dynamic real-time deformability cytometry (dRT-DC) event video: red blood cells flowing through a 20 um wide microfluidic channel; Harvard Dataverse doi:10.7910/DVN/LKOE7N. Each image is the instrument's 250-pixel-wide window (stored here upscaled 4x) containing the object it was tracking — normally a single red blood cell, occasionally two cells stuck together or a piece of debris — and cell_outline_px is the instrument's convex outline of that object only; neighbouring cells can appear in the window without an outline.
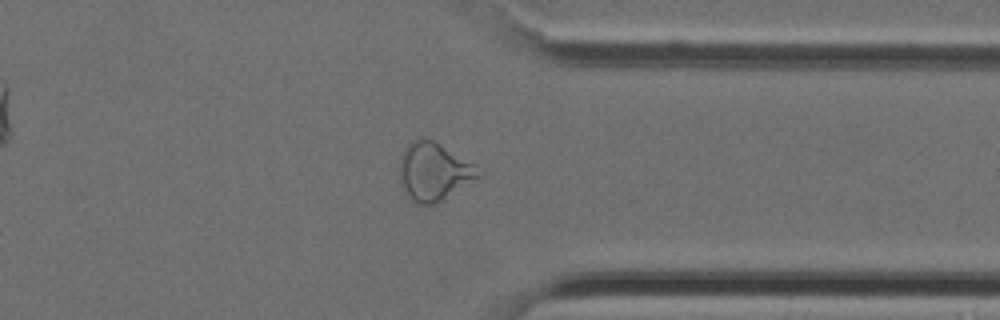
{"species": "Egyptian fruit bat (a non-hibernating species)", "species_latin": "Rousettus aegyptiacus", "temperature_condition": "cold", "stored_images_in_passage": 32, "camera_frame_rate_fps": 3000, "um_per_image_px": 0.085, "animal": {"sex": "female"}, "frame": {"image": 1, "passage_image": 23, "time_ms": 7.333, "image_size_px": [1000, 320], "cell_outline_px": [[484, 176], [436, 204], [412, 204], [408, 200], [400, 184], [400, 156], [404, 148], [412, 140], [424, 136], [432, 140], [476, 164], [484, 172]], "centroid_in_image_um": [36.9, 14.61], "position_along_channel_um": 374.5, "area_um2": 27.51}}